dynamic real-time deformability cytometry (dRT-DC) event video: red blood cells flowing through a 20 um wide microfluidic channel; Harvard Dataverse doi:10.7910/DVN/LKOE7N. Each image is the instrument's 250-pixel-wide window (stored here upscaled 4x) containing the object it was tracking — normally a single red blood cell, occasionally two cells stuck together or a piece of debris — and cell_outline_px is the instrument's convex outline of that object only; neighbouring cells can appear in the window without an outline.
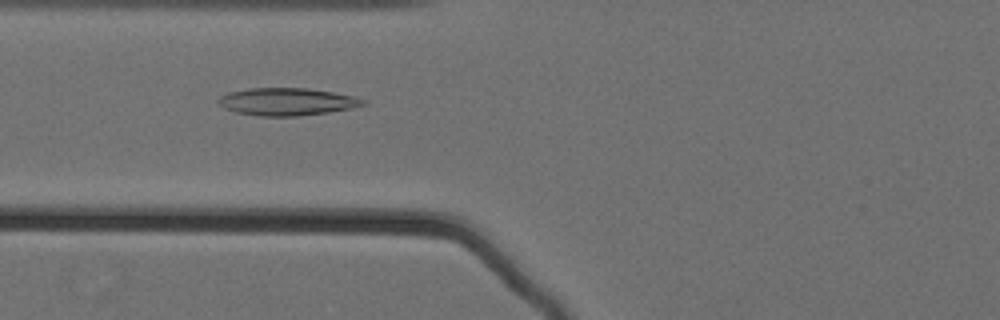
{"species": "Egyptian fruit bat (a non-hibernating species)", "species_latin": "Rousettus aegyptiacus", "temperature_condition": "cold", "stored_images_in_passage": 60, "camera_frame_rate_fps": 3000, "um_per_image_px": 0.085, "animal": {"sex": "female"}, "frame": {"image": 1, "passage_image": 27, "time_ms": 8.667, "image_size_px": [1000, 320], "cell_outline_px": [[368, 104], [352, 108], [328, 112], [296, 116], [260, 116], [236, 112], [224, 108], [216, 100], [220, 96], [228, 92], [248, 88], [308, 88], [356, 96], [368, 100]], "centroid_in_image_um": [24.42, 8.64], "position_along_channel_um": 101.4, "area_um2": 23.35}}
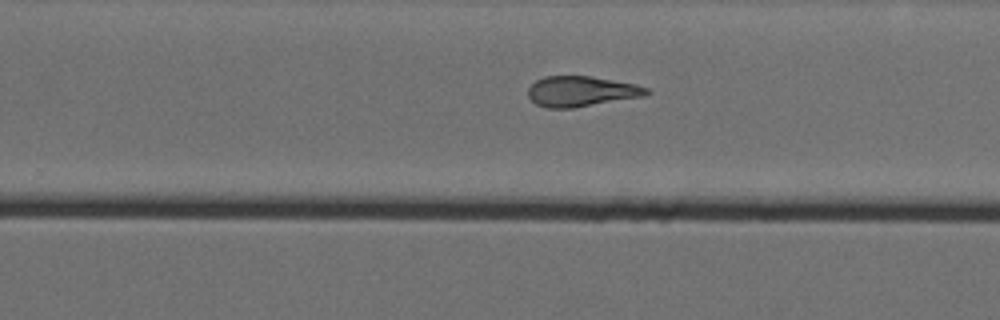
{"frame": {"image": 2, "passage_image": 42, "time_ms": 13.667, "image_size_px": [1000, 320], "cell_outline_px": [[652, 92], [644, 96], [572, 108], [548, 108], [536, 104], [528, 96], [528, 88], [536, 80], [544, 76], [588, 76], [636, 84], [648, 88]], "centroid_in_image_um": [49.4, 7.76], "position_along_channel_um": 280.4, "area_um2": 20.87}}
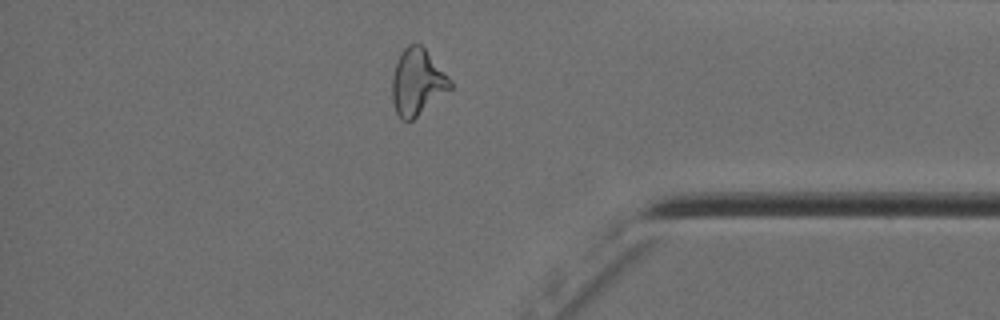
{"frame": {"image": 3, "passage_image": 53, "time_ms": 17.333, "image_size_px": [1000, 320], "cell_outline_px": [[452, 88], [412, 120], [400, 120], [396, 112], [392, 100], [392, 76], [400, 52], [408, 44], [420, 44], [424, 48], [452, 80]], "centroid_in_image_um": [35.46, 6.98], "position_along_channel_um": 399.7, "area_um2": 22.31}, "authors_computed_cell_mechanics": {"area_um2": 23.1778, "velocity_mm_per_s": 3.5709, "shape_relaxation_time_tau1_ms": null, "shape_relaxation_time_tau2_ms": 1.9921, "deformation_change_tau1": null, "deformation_change_tau2": 0.0971}}